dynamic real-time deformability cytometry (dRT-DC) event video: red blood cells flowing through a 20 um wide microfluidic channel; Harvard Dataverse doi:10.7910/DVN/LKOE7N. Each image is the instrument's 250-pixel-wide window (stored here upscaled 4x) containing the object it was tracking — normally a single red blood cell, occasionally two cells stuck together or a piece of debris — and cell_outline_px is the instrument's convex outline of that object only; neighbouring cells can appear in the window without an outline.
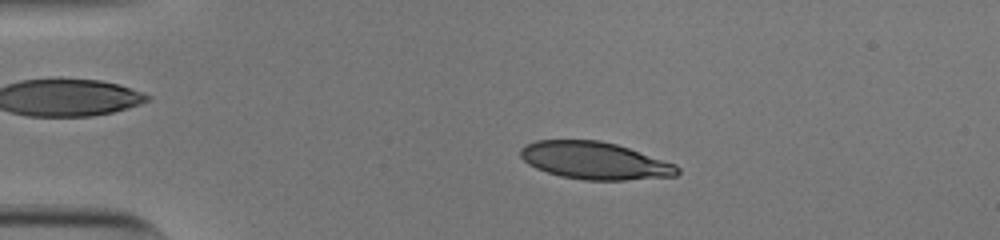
{"species": "human", "species_latin": "Homo sapiens", "temperature_condition": "cold", "stored_images_in_passage": 53, "camera_frame_rate_fps": 3000, "um_per_image_px": 0.085, "donor": {"sex": "male"}, "frame": {"image": 1, "passage_image": 11, "time_ms": 3.333, "image_size_px": [1000, 240], "cell_outline_px": [[680, 172], [676, 176], [624, 180], [584, 180], [560, 176], [536, 168], [528, 164], [520, 156], [520, 148], [524, 144], [536, 140], [600, 140], [616, 144], [676, 164], [680, 168]], "centroid_in_image_um": [50.54, 13.65], "position_along_channel_um": 34.5, "area_um2": 34.22}}
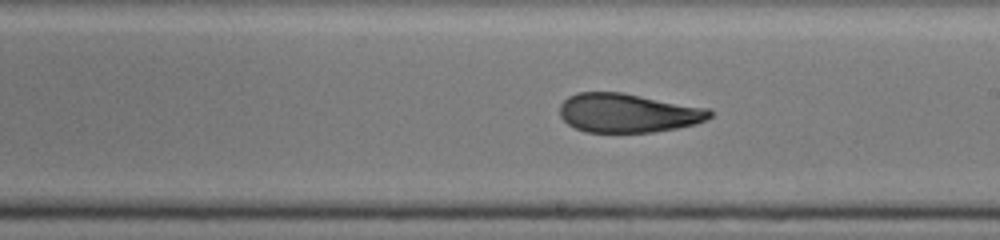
{"frame": {"image": 2, "passage_image": 31, "time_ms": 10.0, "image_size_px": [1000, 240], "cell_outline_px": [[712, 116], [696, 124], [676, 128], [652, 132], [584, 132], [568, 124], [560, 116], [560, 104], [568, 96], [576, 92], [620, 92], [708, 108], [712, 112]], "centroid_in_image_um": [53.34, 9.6], "position_along_channel_um": 235.7, "area_um2": 33.99}}
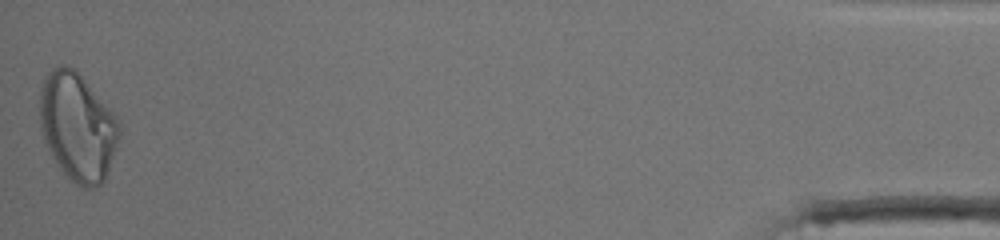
{"frame": {"image": 3, "passage_image": 53, "time_ms": 17.333, "image_size_px": [1000, 240], "cell_outline_px": [[120, 136], [108, 172], [104, 180], [100, 184], [92, 188], [84, 188], [76, 184], [60, 168], [52, 156], [44, 140], [40, 128], [40, 88], [44, 76], [48, 72], [60, 64], [64, 64], [76, 68], [120, 120]], "centroid_in_image_um": [6.6, 10.74], "position_along_channel_um": 428.6, "area_um2": 50.34}, "authors_computed_cell_mechanics": {"area_um2": 34.9112, "velocity_mm_per_s": 3.8162, "shape_relaxation_time_tau1_ms": null, "shape_relaxation_time_tau2_ms": 1.9431, "deformation_change_tau1": null, "deformation_change_tau2": 0.0837}}